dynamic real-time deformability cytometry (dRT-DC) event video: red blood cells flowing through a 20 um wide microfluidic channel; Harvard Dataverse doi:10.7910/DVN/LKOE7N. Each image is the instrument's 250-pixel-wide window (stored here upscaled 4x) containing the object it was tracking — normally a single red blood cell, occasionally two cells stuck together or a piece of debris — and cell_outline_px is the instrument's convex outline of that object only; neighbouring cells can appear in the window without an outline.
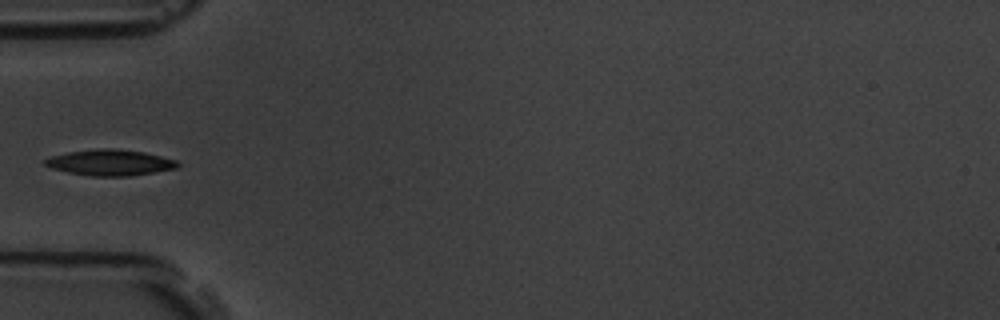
{"species": "common noctule bat (a hibernating species)", "species_latin": "Nyctalus noctula", "temperature_condition": "room temperature", "stored_images_in_passage": 5, "camera_frame_rate_fps": 3000, "um_per_image_px": 0.085, "animal": {"sex": "male", "body_mass_g": 19.5, "forearm_length_mm": 54.6}, "frame": {"image": 1, "passage_image": 1, "time_ms": 0.0, "image_size_px": [1000, 320], "cell_outline_px": [[180, 164], [176, 168], [132, 176], [92, 176], [68, 172], [52, 168], [44, 164], [44, 160], [52, 156], [68, 152], [100, 148], [112, 148], [144, 152], [176, 160]], "centroid_in_image_um": [9.36, 13.82], "position_along_channel_um": 75.6, "area_um2": 19.88}}
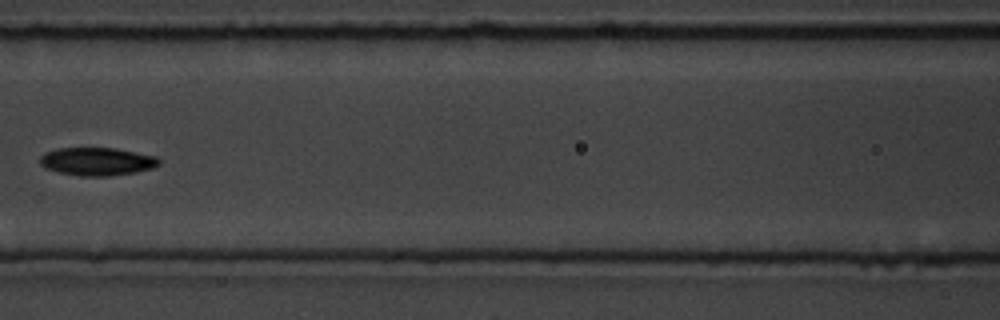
{"frame": {"image": 2, "passage_image": 3, "time_ms": 2.333, "image_size_px": [1000, 320], "cell_outline_px": [[160, 164], [152, 168], [136, 172], [108, 176], [80, 176], [60, 172], [44, 168], [40, 164], [40, 156], [44, 152], [56, 148], [116, 148], [156, 156], [160, 160]], "centroid_in_image_um": [8.23, 13.72], "position_along_channel_um": 158.4, "area_um2": 19.54}}
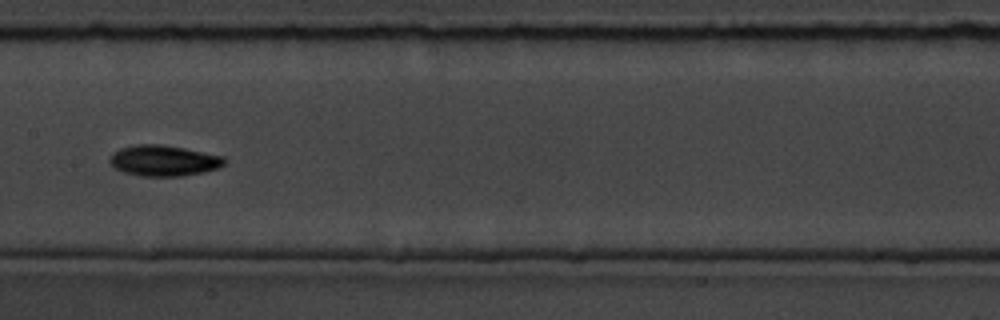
{"frame": {"image": 3, "passage_image": 4, "time_ms": 3.333, "image_size_px": [1000, 320], "cell_outline_px": [[228, 160], [220, 168], [204, 172], [184, 176], [140, 176], [124, 172], [116, 168], [108, 160], [112, 152], [120, 148], [136, 144], [160, 144], [184, 148], [224, 156]], "centroid_in_image_um": [13.94, 13.65], "position_along_channel_um": 193.5, "area_um2": 20.81}}